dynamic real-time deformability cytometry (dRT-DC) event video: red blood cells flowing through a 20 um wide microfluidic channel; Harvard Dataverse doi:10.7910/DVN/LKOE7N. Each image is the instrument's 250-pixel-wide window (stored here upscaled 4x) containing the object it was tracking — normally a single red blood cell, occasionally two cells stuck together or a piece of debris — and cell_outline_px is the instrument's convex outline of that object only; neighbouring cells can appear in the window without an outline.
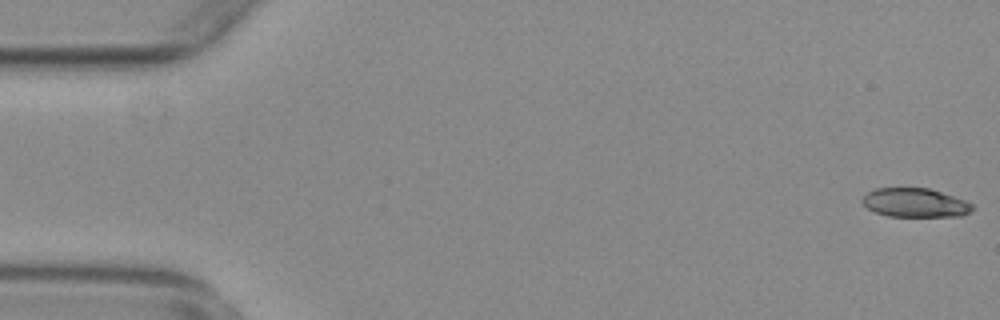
{"species": "common noctule bat (a hibernating species)", "species_latin": "Nyctalus noctula", "temperature_condition": "warm", "stored_images_in_passage": 55, "camera_frame_rate_fps": 3000, "um_per_image_px": 0.085, "animal": {"sex": "female", "body_mass_g": 29.2, "forearm_length_mm": 56.3}, "frame": {"image": 1, "passage_image": 1, "time_ms": 0.0, "image_size_px": [1000, 320], "cell_outline_px": [[972, 208], [968, 212], [960, 216], [888, 216], [876, 212], [868, 208], [860, 200], [868, 192], [876, 188], [928, 188], [964, 200], [972, 204]], "centroid_in_image_um": [77.74, 17.23], "position_along_channel_um": 7.3, "area_um2": 18.21}}
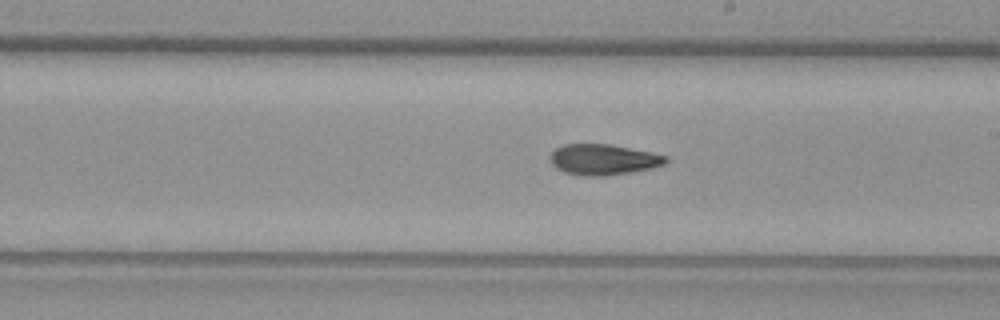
{"frame": {"image": 2, "passage_image": 31, "time_ms": 10.0, "image_size_px": [1000, 320], "cell_outline_px": [[668, 160], [664, 164], [652, 168], [632, 172], [604, 176], [580, 176], [564, 172], [556, 168], [552, 164], [548, 156], [556, 148], [564, 144], [612, 144], [652, 152], [668, 156]], "centroid_in_image_um": [51.28, 13.56], "position_along_channel_um": 237.7, "area_um2": 20.98}}
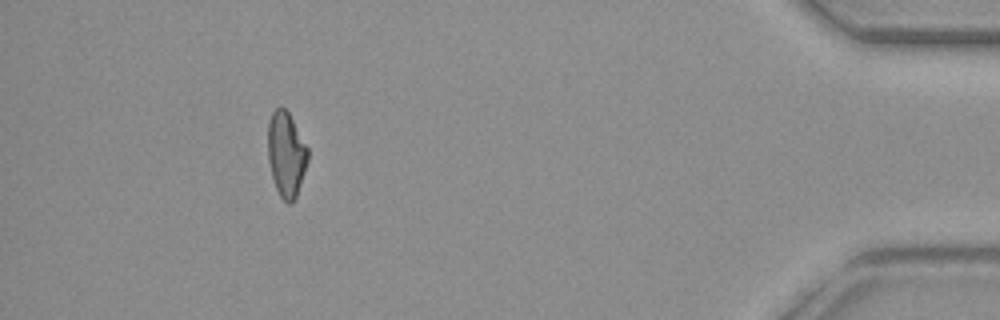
{"frame": {"image": 3, "passage_image": 50, "time_ms": 16.333, "image_size_px": [1000, 320], "cell_outline_px": [[308, 160], [296, 196], [292, 204], [288, 204], [280, 196], [276, 188], [272, 176], [268, 160], [268, 124], [272, 112], [280, 104], [288, 112], [308, 148]], "centroid_in_image_um": [24.32, 13.1], "position_along_channel_um": 410.9, "area_um2": 19.65}, "authors_computed_cell_mechanics": {"area_um2": 20.4034, "velocity_mm_per_s": 3.761, "shape_relaxation_time_tau1_ms": null, "shape_relaxation_time_tau2_ms": 5.9226, "deformation_change_tau1": null, "deformation_change_tau2": 0.1429}}